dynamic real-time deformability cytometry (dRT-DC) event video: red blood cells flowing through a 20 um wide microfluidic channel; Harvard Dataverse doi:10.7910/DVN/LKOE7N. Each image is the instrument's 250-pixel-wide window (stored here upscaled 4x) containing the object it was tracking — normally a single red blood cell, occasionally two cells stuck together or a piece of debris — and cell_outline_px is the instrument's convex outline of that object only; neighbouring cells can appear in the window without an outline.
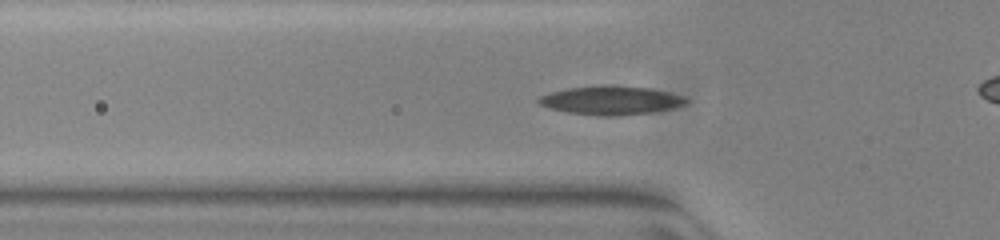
{"species": "common noctule bat (a hibernating species)", "species_latin": "Nyctalus noctula", "temperature_condition": "warm", "stored_images_in_passage": 42, "camera_frame_rate_fps": 3000, "um_per_image_px": 0.085, "animal": {"sex": "female", "body_mass_g": 23.0, "forearm_length_mm": 53.4}, "frame": {"image": 1, "passage_image": 6, "time_ms": 1.667, "image_size_px": [1000, 240], "cell_outline_px": [[688, 104], [672, 108], [652, 112], [620, 116], [600, 116], [568, 112], [548, 108], [540, 104], [536, 100], [540, 96], [552, 92], [568, 88], [604, 84], [612, 84], [648, 88], [668, 92], [684, 96], [688, 100]], "centroid_in_image_um": [51.95, 8.52], "position_along_channel_um": 73.9, "area_um2": 24.91}}
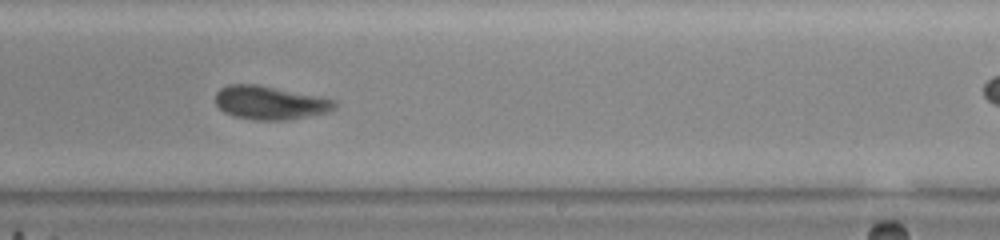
{"frame": {"image": 2, "passage_image": 21, "time_ms": 6.667, "image_size_px": [1000, 240], "cell_outline_px": [[336, 108], [324, 112], [288, 120], [252, 120], [236, 116], [224, 112], [216, 104], [216, 92], [220, 88], [228, 84], [260, 84], [320, 96], [336, 100]], "centroid_in_image_um": [22.94, 8.71], "position_along_channel_um": 266.1, "area_um2": 23.35}}
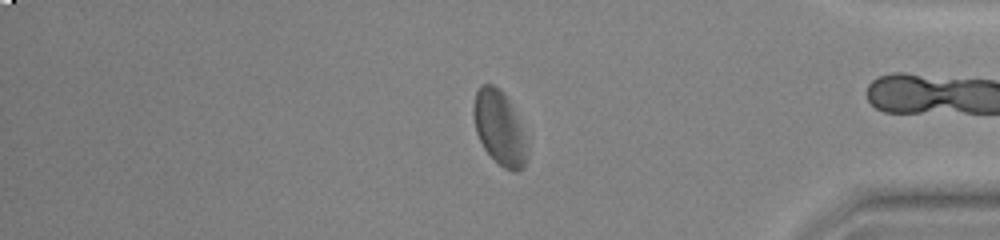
{"frame": {"image": 3, "passage_image": 33, "time_ms": 10.667, "image_size_px": [1000, 240], "cell_outline_px": [[528, 156], [524, 168], [516, 172], [512, 172], [504, 168], [484, 148], [476, 132], [472, 112], [472, 104], [476, 92], [480, 84], [492, 84], [500, 88], [508, 96], [524, 136], [528, 148]], "centroid_in_image_um": [42.44, 10.85], "position_along_channel_um": 392.8, "area_um2": 23.29}, "authors_computed_cell_mechanics": {"area_um2": 23.5535, "velocity_mm_per_s": 3.8429, "shape_relaxation_time_tau1_ms": 3.7666, "shape_relaxation_time_tau2_ms": 1.6347, "deformation_change_tau1": 0.1275, "deformation_change_tau2": 0.0757}}